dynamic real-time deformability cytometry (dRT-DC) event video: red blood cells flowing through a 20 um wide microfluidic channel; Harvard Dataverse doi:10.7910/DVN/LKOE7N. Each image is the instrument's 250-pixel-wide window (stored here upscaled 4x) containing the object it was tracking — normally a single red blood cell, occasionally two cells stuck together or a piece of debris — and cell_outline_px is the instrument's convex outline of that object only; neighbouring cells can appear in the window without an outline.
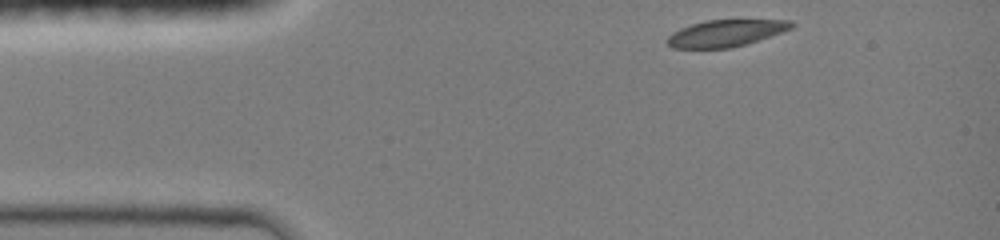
{"species": "common noctule bat (a hibernating species)", "species_latin": "Nyctalus noctula", "temperature_condition": "room temperature", "stored_images_in_passage": 36, "camera_frame_rate_fps": 3000, "um_per_image_px": 0.085, "animal": {"sex": "female", "body_mass_g": 19.0, "forearm_length_mm": 51.5}, "frame": {"image": 1, "passage_image": 1, "time_ms": 0.0, "image_size_px": [1000, 240], "cell_outline_px": [[796, 24], [792, 28], [744, 44], [728, 48], [672, 48], [668, 44], [668, 36], [672, 32], [680, 28], [692, 24], [708, 20], [792, 20]], "centroid_in_image_um": [61.67, 2.81], "position_along_channel_um": 23.3, "area_um2": 19.02}}
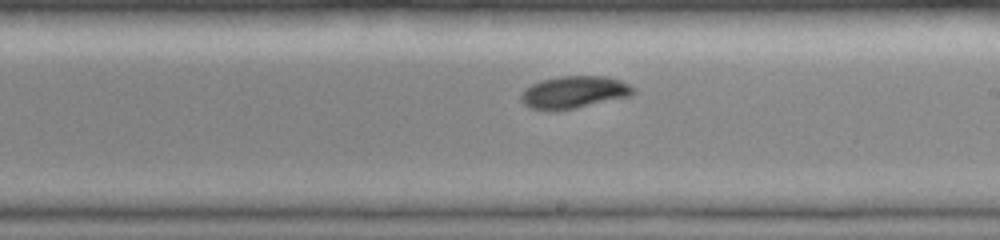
{"frame": {"image": 2, "passage_image": 21, "time_ms": 6.667, "image_size_px": [1000, 240], "cell_outline_px": [[636, 92], [628, 96], [576, 108], [532, 108], [524, 104], [520, 100], [520, 96], [524, 88], [540, 80], [560, 76], [608, 76], [620, 80], [636, 88]], "centroid_in_image_um": [48.81, 7.79], "position_along_channel_um": 240.2, "area_um2": 20.69}}
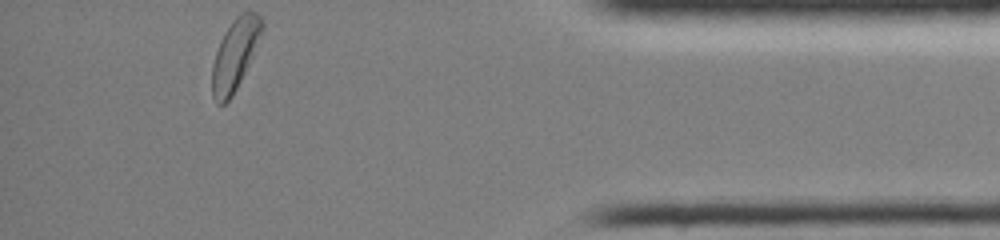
{"frame": {"image": 3, "passage_image": 36, "time_ms": 11.667, "image_size_px": [1000, 240], "cell_outline_px": [[264, 28], [252, 56], [232, 96], [224, 104], [216, 104], [212, 96], [212, 64], [220, 40], [224, 32], [232, 20], [240, 12], [256, 12], [264, 20]], "centroid_in_image_um": [19.96, 4.6], "position_along_channel_um": 415.2, "area_um2": 20.52}, "authors_computed_cell_mechanics": {"area_um2": 20.8369, "velocity_mm_per_s": 4.1326, "shape_relaxation_time_tau1_ms": 2.732, "shape_relaxation_time_tau2_ms": null, "deformation_change_tau1": 0.1059, "deformation_change_tau2": null}}